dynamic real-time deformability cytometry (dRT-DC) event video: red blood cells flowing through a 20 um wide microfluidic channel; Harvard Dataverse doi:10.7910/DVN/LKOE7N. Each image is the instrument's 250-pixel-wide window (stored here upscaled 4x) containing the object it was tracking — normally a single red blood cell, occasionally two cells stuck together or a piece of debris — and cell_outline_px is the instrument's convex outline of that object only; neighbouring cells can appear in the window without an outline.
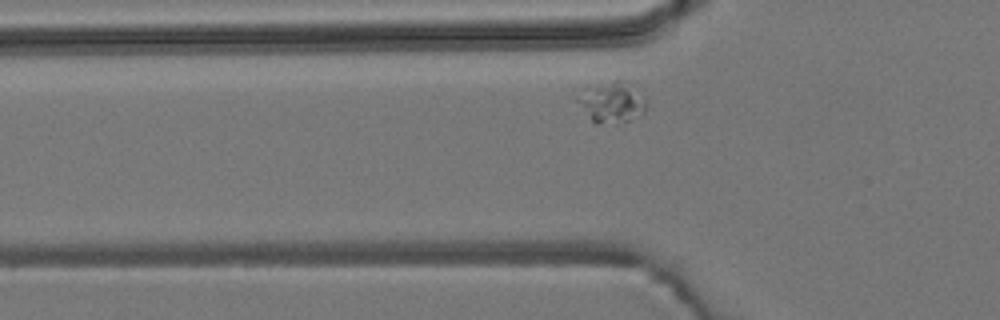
{"species": "common noctule bat (a hibernating species)", "species_latin": "Nyctalus noctula", "temperature_condition": "room temperature", "stored_images_in_passage": 5, "camera_frame_rate_fps": 3000, "um_per_image_px": 0.085, "animal": {"sex": "male", "body_mass_g": 19.2, "forearm_length_mm": 51.8}, "frame": {"image": 1, "passage_image": 5, "time_ms": 1.333, "image_size_px": [1000, 320], "cell_outline_px": [[648, 104], [644, 108], [628, 120], [596, 124], [592, 120], [576, 100], [592, 88], [620, 76]], "centroid_in_image_um": [52.0, 8.67], "position_along_channel_um": 73.8, "area_um2": 15.03}}